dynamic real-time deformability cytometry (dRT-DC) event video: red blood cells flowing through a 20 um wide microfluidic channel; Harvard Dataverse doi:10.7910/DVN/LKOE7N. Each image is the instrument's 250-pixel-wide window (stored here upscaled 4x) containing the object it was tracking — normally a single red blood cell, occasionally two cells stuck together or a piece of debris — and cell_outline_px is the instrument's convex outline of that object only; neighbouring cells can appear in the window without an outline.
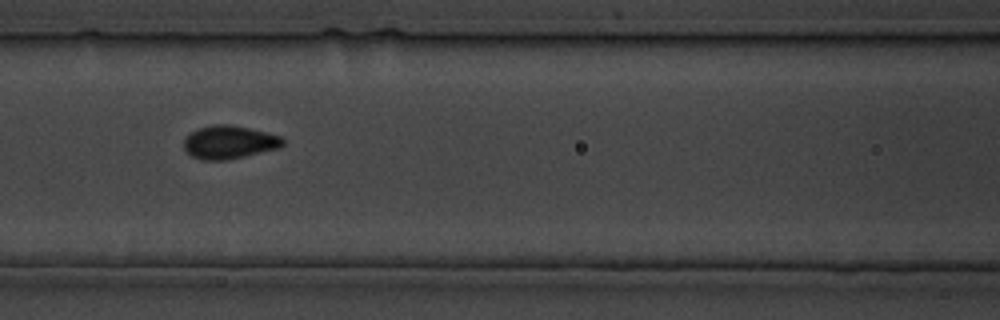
{"species": "common noctule bat (a hibernating species)", "species_latin": "Nyctalus noctula", "temperature_condition": "cold", "stored_images_in_passage": 12, "camera_frame_rate_fps": 3000, "um_per_image_px": 0.085, "animal": {"sex": "male", "body_mass_g": 19.5, "forearm_length_mm": 54.6}, "frame": {"image": 1, "passage_image": 10, "time_ms": 12.667, "image_size_px": [1000, 320], "cell_outline_px": [[284, 144], [280, 148], [244, 156], [224, 160], [200, 160], [192, 156], [184, 148], [184, 140], [192, 132], [200, 128], [212, 124], [228, 124], [248, 128], [280, 136], [284, 140]], "centroid_in_image_um": [19.49, 12.09], "position_along_channel_um": 147.1, "area_um2": 18.9}}